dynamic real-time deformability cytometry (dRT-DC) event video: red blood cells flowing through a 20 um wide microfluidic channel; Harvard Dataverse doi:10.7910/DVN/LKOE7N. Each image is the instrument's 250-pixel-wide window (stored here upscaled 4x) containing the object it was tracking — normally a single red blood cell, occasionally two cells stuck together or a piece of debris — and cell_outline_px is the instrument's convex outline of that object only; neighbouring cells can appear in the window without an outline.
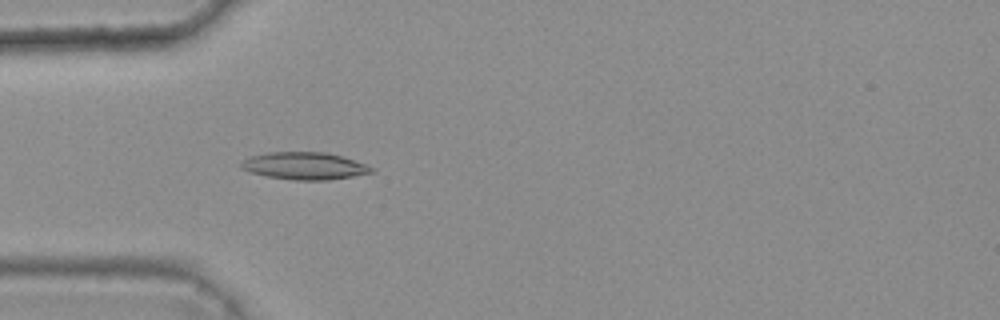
{"species": "common noctule bat (a hibernating species)", "species_latin": "Nyctalus noctula", "temperature_condition": "warm", "stored_images_in_passage": 4, "camera_frame_rate_fps": 3000, "um_per_image_px": 0.085, "animal": {"sex": "female", "body_mass_g": 25.1}, "frame": {"image": 1, "passage_image": 4, "time_ms": 1.0, "image_size_px": [1000, 320], "cell_outline_px": [[376, 172], [328, 180], [292, 180], [268, 176], [252, 172], [240, 168], [240, 164], [248, 156], [268, 152], [324, 152], [340, 156], [376, 168]], "centroid_in_image_um": [25.88, 14.1], "position_along_channel_um": 59.1, "area_um2": 20.63}}